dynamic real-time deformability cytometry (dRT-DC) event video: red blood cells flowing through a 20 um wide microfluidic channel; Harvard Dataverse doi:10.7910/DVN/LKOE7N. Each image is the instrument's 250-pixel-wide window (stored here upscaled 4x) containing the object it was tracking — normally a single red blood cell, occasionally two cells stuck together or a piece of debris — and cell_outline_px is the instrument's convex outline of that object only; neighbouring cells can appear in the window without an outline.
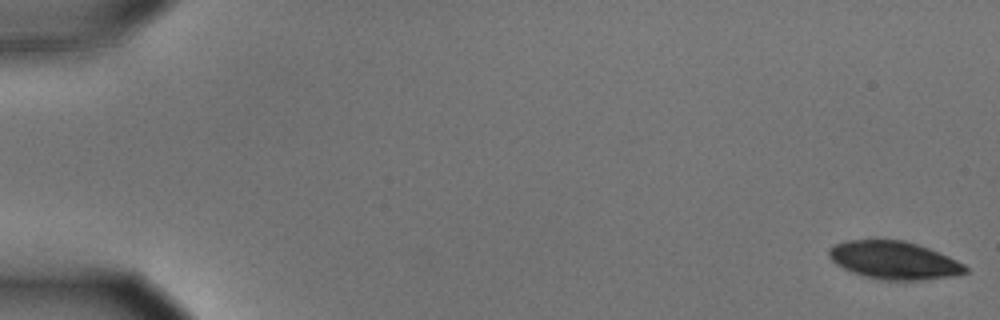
{"species": "common noctule bat (a hibernating species)", "species_latin": "Nyctalus noctula", "temperature_condition": "cold", "stored_images_in_passage": 56, "camera_frame_rate_fps": 3000, "um_per_image_px": 0.085, "animal": {"sex": "male", "body_mass_g": 15.6}, "frame": {"image": 1, "passage_image": 1, "time_ms": 0.0, "image_size_px": [1000, 320], "cell_outline_px": [[968, 272], [948, 276], [916, 280], [880, 280], [864, 276], [852, 272], [836, 264], [828, 256], [828, 252], [836, 244], [848, 240], [876, 236], [904, 240], [928, 248], [948, 256], [964, 264], [968, 268]], "centroid_in_image_um": [75.94, 22.07], "position_along_channel_um": 9.1, "area_um2": 30.52}}
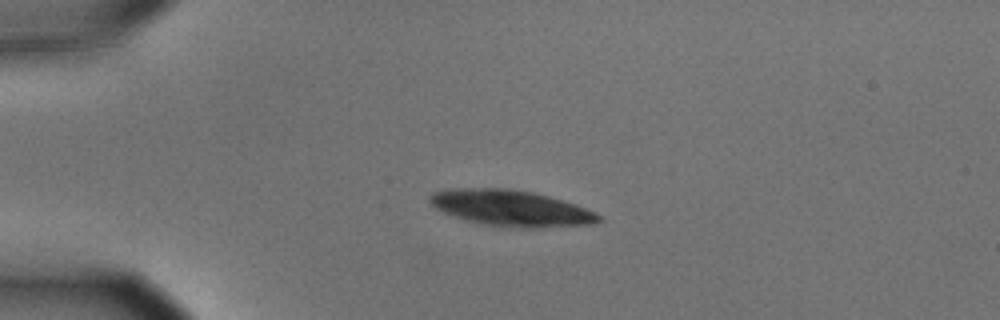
{"frame": {"image": 2, "passage_image": 14, "time_ms": 4.333, "image_size_px": [1000, 320], "cell_outline_px": [[600, 220], [592, 224], [536, 228], [496, 228], [476, 224], [444, 212], [436, 208], [428, 200], [428, 196], [432, 192], [452, 188], [508, 188], [532, 192], [548, 196], [576, 204], [600, 216]], "centroid_in_image_um": [43.37, 17.71], "position_along_channel_um": 41.6, "area_um2": 35.78}}